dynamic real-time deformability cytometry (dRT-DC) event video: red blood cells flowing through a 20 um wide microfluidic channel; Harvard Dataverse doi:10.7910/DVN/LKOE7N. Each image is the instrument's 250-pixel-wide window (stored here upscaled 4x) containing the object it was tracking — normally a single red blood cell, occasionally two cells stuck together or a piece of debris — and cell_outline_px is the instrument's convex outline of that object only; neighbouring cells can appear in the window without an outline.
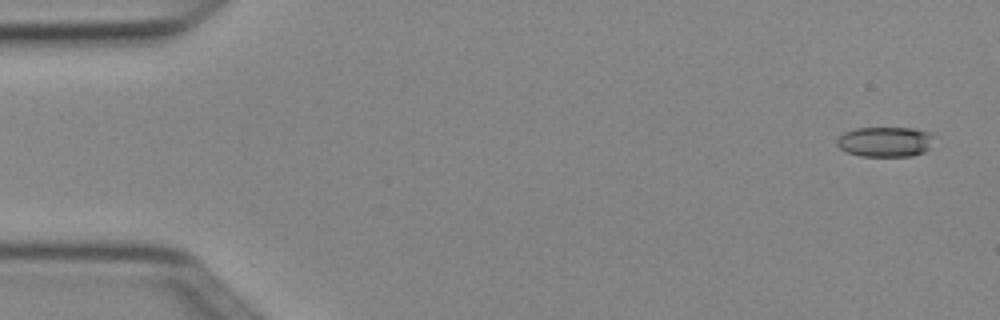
{"species": "Egyptian fruit bat (a non-hibernating species)", "species_latin": "Rousettus aegyptiacus", "temperature_condition": "cold", "stored_images_in_passage": 5, "camera_frame_rate_fps": 3000, "um_per_image_px": 0.085, "animal": {"sex": "female"}, "frame": {"image": 1, "passage_image": 1, "time_ms": 0.0, "image_size_px": [1000, 320], "cell_outline_px": [[936, 136], [928, 148], [924, 152], [912, 156], [860, 156], [848, 152], [840, 148], [836, 144], [836, 140], [844, 132], [856, 128], [912, 128], [928, 132]], "centroid_in_image_um": [75.25, 12.05], "position_along_channel_um": 9.8, "area_um2": 17.05}}
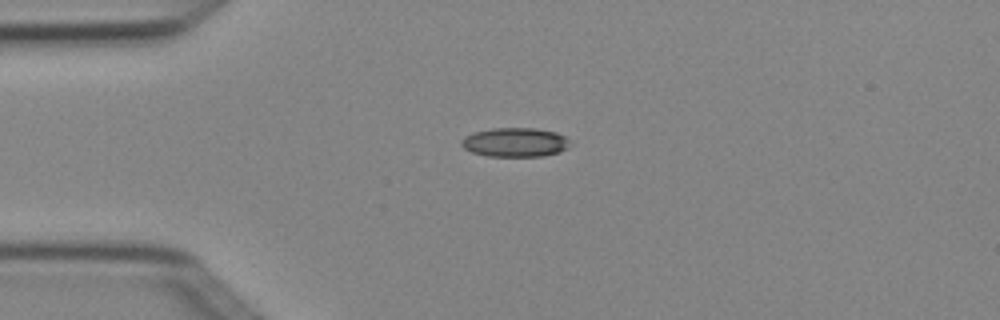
{"frame": {"image": 2, "passage_image": 4, "time_ms": 1.0, "image_size_px": [1000, 320], "cell_outline_px": [[572, 144], [568, 148], [560, 152], [544, 156], [488, 156], [472, 152], [464, 148], [460, 144], [460, 140], [464, 136], [472, 132], [492, 128], [536, 128], [556, 132], [572, 140]], "centroid_in_image_um": [43.81, 12.09], "position_along_channel_um": 41.2, "area_um2": 18.79}}
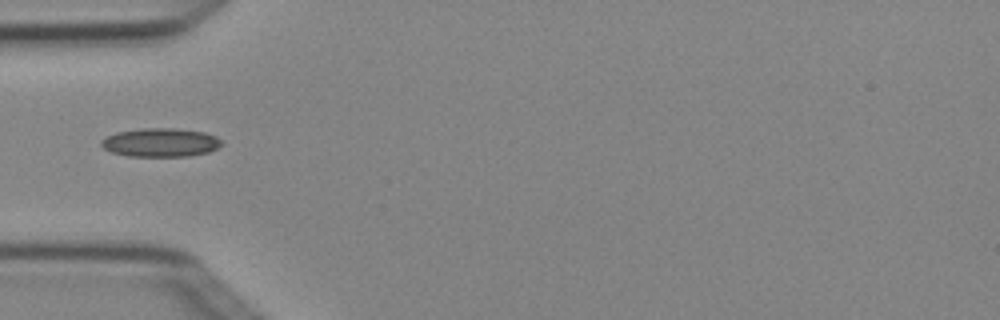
{"frame": {"image": 3, "passage_image": 5, "time_ms": 1.333, "image_size_px": [1000, 320], "cell_outline_px": [[224, 144], [208, 152], [188, 156], [128, 156], [112, 152], [104, 148], [100, 144], [100, 140], [116, 132], [144, 128], [176, 128], [204, 132], [216, 136]], "centroid_in_image_um": [13.65, 12.11], "position_along_channel_um": 71.4, "area_um2": 20.06}}